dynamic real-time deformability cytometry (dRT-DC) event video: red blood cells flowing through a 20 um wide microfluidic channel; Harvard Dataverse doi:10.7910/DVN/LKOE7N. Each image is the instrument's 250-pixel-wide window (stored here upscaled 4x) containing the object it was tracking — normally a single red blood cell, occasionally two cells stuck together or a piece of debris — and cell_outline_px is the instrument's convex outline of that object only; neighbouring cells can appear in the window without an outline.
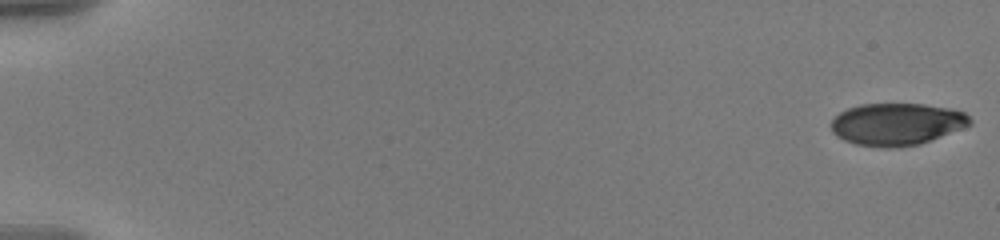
{"species": "human", "species_latin": "Homo sapiens", "temperature_condition": "warm", "stored_images_in_passage": 58, "camera_frame_rate_fps": 3000, "um_per_image_px": 0.085, "donor": {"sex": "male"}, "frame": {"image": 1, "passage_image": 1, "time_ms": 0.0, "image_size_px": [1000, 240], "cell_outline_px": [[972, 124], [920, 144], [896, 148], [880, 148], [856, 144], [844, 140], [836, 136], [832, 132], [828, 124], [840, 112], [848, 108], [860, 104], [924, 104], [952, 108], [964, 112], [972, 120]], "centroid_in_image_um": [76.19, 10.56], "position_along_channel_um": 8.8, "area_um2": 34.39}}
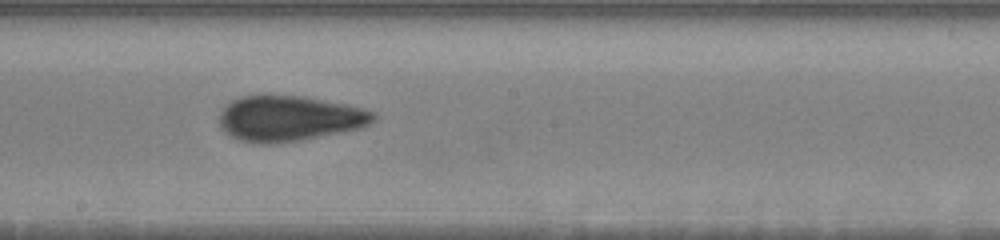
{"frame": {"image": 2, "passage_image": 34, "time_ms": 11.0, "image_size_px": [1000, 240], "cell_outline_px": [[376, 120], [360, 128], [300, 140], [264, 144], [240, 140], [224, 132], [220, 128], [220, 112], [232, 100], [240, 96], [268, 92], [304, 96], [348, 104], [364, 108], [376, 112]], "centroid_in_image_um": [24.58, 10.01], "position_along_channel_um": 223.6, "area_um2": 41.56}}
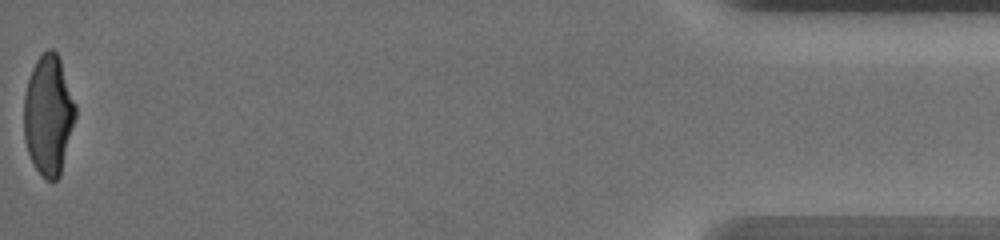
{"frame": {"image": 3, "passage_image": 58, "time_ms": 19.0, "image_size_px": [1000, 240], "cell_outline_px": [[76, 116], [60, 176], [56, 180], [48, 180], [36, 168], [28, 152], [24, 140], [24, 96], [28, 80], [32, 68], [36, 60], [48, 48], [52, 48], [56, 52], [60, 60], [76, 104]], "centroid_in_image_um": [4.12, 9.76], "position_along_channel_um": 431.1, "area_um2": 35.84}, "authors_computed_cell_mechanics": {"area_um2": 37.5122, "velocity_mm_per_s": 3.5958, "shape_relaxation_time_tau1_ms": 5.4094, "shape_relaxation_time_tau2_ms": 1.2494, "deformation_change_tau1": 0.2201, "deformation_change_tau2": 0.0744}}